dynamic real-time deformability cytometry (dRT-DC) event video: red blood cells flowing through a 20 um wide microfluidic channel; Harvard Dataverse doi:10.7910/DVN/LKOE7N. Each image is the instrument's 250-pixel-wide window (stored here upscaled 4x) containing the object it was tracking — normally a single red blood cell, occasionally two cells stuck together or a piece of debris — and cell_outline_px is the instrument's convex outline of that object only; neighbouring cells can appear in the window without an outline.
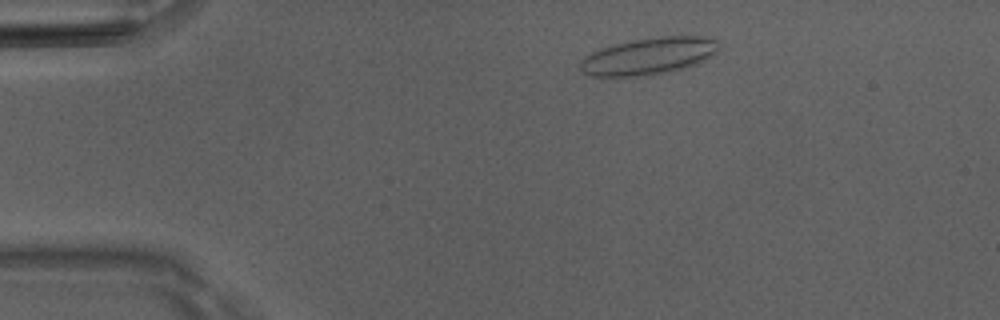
{"species": "Egyptian fruit bat (a non-hibernating species)", "species_latin": "Rousettus aegyptiacus", "temperature_condition": "room temperature", "stored_images_in_passage": 46, "camera_frame_rate_fps": 3000, "um_per_image_px": 0.085, "animal": {"sex": "male"}, "frame": {"image": 1, "passage_image": 5, "time_ms": 1.333, "image_size_px": [1000, 320], "cell_outline_px": [[720, 44], [716, 52], [696, 64], [684, 68], [668, 72], [644, 76], [592, 76], [584, 72], [580, 68], [580, 60], [584, 56], [592, 52], [612, 44], [632, 40], [660, 36], [700, 36], [720, 40]], "centroid_in_image_um": [55.14, 4.76], "position_along_channel_um": 29.9, "area_um2": 29.88}}
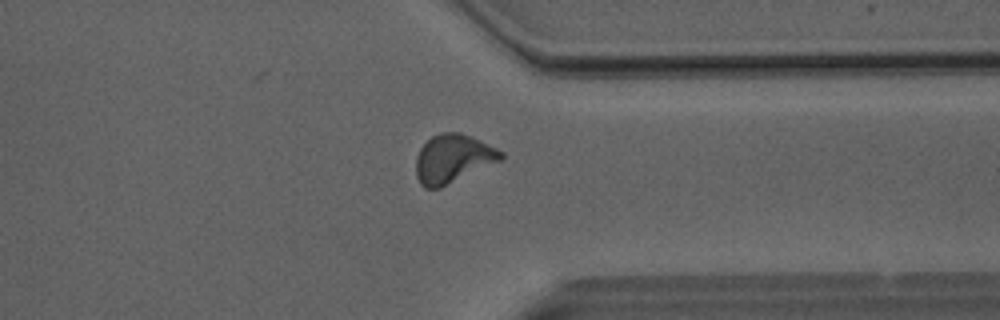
{"frame": {"image": 2, "passage_image": 35, "time_ms": 11.333, "image_size_px": [1000, 320], "cell_outline_px": [[504, 160], [440, 188], [424, 188], [420, 184], [416, 176], [416, 156], [420, 148], [432, 136], [440, 132], [460, 132], [480, 140], [504, 152]], "centroid_in_image_um": [38.52, 13.49], "position_along_channel_um": 372.9, "area_um2": 24.28}}
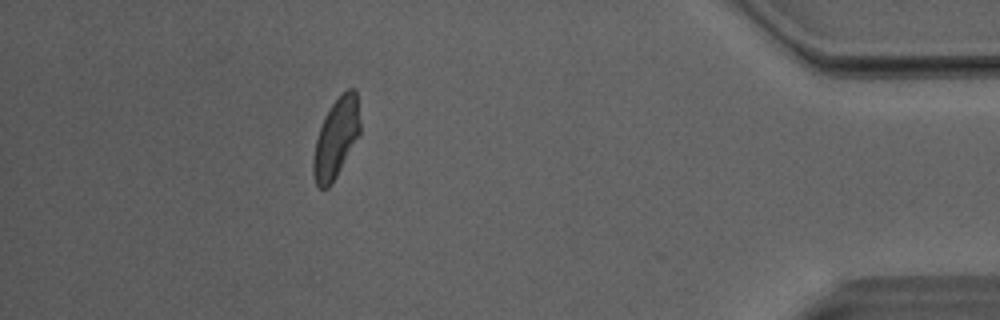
{"frame": {"image": 3, "passage_image": 41, "time_ms": 13.333, "image_size_px": [1000, 320], "cell_outline_px": [[360, 136], [336, 176], [328, 188], [320, 188], [316, 184], [312, 172], [312, 160], [316, 140], [324, 116], [332, 104], [348, 88], [356, 88], [360, 120]], "centroid_in_image_um": [28.58, 11.74], "position_along_channel_um": 406.6, "area_um2": 21.68}, "authors_computed_cell_mechanics": {"area_um2": 23.0622, "velocity_mm_per_s": 4.0652, "shape_relaxation_time_tau1_ms": 8.5318, "shape_relaxation_time_tau2_ms": 2.224, "deformation_change_tau1": 0.1929, "deformation_change_tau2": 0.0989}}